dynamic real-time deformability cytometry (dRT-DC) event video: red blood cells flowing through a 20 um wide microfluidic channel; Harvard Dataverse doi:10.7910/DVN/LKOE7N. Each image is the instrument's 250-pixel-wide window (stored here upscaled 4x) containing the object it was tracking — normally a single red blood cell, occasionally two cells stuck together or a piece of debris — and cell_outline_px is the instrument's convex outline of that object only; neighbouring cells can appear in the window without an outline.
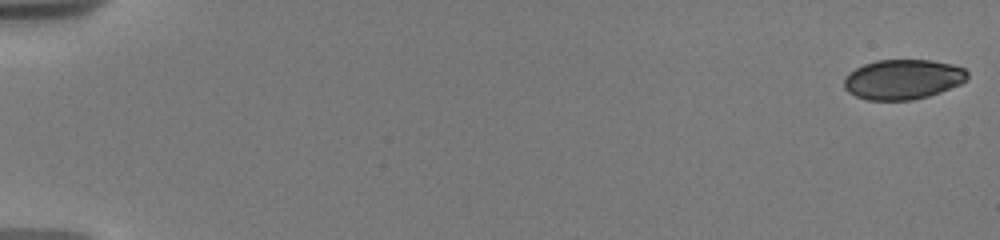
{"species": "human", "species_latin": "Homo sapiens", "temperature_condition": "warm", "stored_images_in_passage": 16, "camera_frame_rate_fps": 3000, "um_per_image_px": 0.085, "donor": {"sex": "male"}, "frame": {"image": 1, "passage_image": 1, "time_ms": 0.0, "image_size_px": [1000, 240], "cell_outline_px": [[968, 80], [960, 84], [940, 92], [928, 96], [912, 100], [868, 100], [856, 96], [848, 92], [844, 88], [844, 76], [848, 72], [864, 64], [876, 60], [932, 60], [952, 64], [964, 68], [968, 72]], "centroid_in_image_um": [76.74, 6.74], "position_along_channel_um": 8.3, "area_um2": 28.9}}
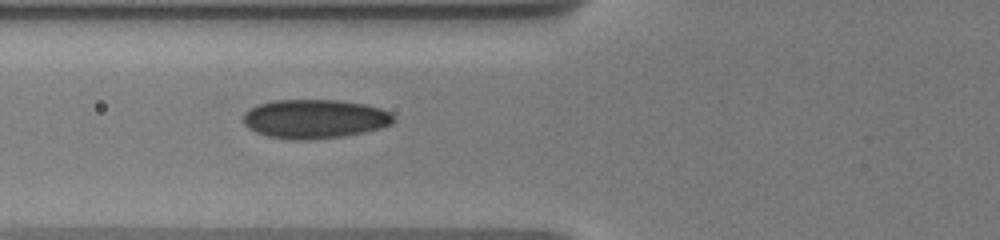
{"frame": {"image": 2, "passage_image": 14, "time_ms": 7.333, "image_size_px": [1000, 240], "cell_outline_px": [[392, 124], [380, 128], [364, 132], [340, 136], [308, 140], [292, 140], [268, 136], [256, 132], [248, 128], [244, 124], [244, 112], [260, 104], [272, 100], [340, 100], [364, 104], [380, 108], [388, 112], [392, 116]], "centroid_in_image_um": [26.72, 10.1], "position_along_channel_um": 99.1, "area_um2": 33.93}}
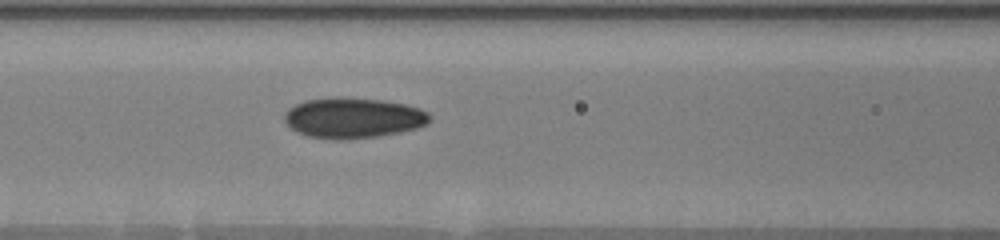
{"frame": {"image": 3, "passage_image": 16, "time_ms": 8.333, "image_size_px": [1000, 240], "cell_outline_px": [[432, 120], [428, 124], [416, 128], [400, 132], [376, 136], [344, 140], [336, 140], [308, 136], [296, 132], [284, 120], [284, 112], [288, 108], [304, 100], [332, 96], [340, 96], [384, 100], [404, 104], [420, 108], [428, 112], [432, 116]], "centroid_in_image_um": [30.02, 10.0], "position_along_channel_um": 136.6, "area_um2": 34.8}}